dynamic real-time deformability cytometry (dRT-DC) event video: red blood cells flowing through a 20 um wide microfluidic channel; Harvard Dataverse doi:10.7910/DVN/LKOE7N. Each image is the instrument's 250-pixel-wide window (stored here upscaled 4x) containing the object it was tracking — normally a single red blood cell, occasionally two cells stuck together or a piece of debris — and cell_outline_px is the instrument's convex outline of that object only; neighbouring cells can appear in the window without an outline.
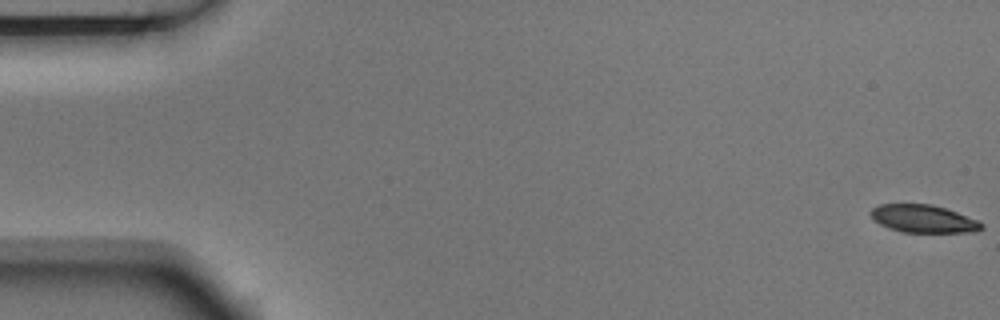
{"species": "Egyptian fruit bat (a non-hibernating species)", "species_latin": "Rousettus aegyptiacus", "temperature_condition": "room temperature", "stored_images_in_passage": 5, "camera_frame_rate_fps": 3000, "um_per_image_px": 0.085, "animal": {"sex": "male"}, "frame": {"image": 1, "passage_image": 1, "time_ms": 0.0, "image_size_px": [1000, 320], "cell_outline_px": [[984, 228], [976, 232], [904, 232], [880, 224], [872, 216], [872, 208], [880, 204], [932, 204], [956, 212], [976, 220], [984, 224]], "centroid_in_image_um": [78.53, 18.59], "position_along_channel_um": 6.5, "area_um2": 17.57}}
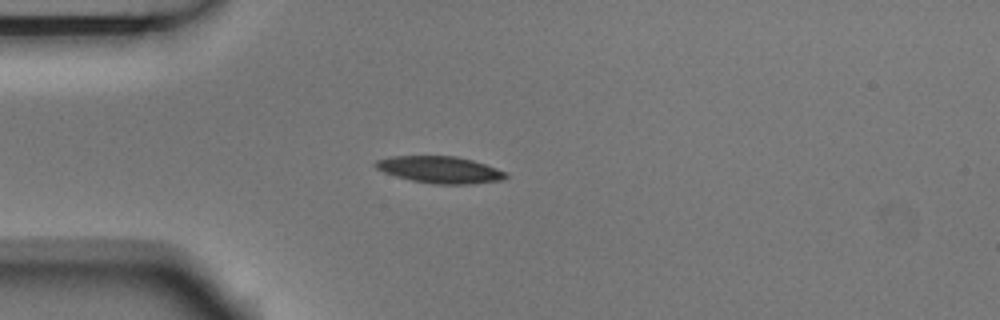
{"frame": {"image": 2, "passage_image": 5, "time_ms": 1.333, "image_size_px": [1000, 320], "cell_outline_px": [[508, 176], [500, 180], [468, 184], [432, 184], [412, 180], [396, 176], [384, 172], [376, 168], [372, 164], [376, 160], [388, 156], [456, 156], [472, 160], [508, 172]], "centroid_in_image_um": [37.36, 14.42], "position_along_channel_um": 47.6, "area_um2": 20.35}}